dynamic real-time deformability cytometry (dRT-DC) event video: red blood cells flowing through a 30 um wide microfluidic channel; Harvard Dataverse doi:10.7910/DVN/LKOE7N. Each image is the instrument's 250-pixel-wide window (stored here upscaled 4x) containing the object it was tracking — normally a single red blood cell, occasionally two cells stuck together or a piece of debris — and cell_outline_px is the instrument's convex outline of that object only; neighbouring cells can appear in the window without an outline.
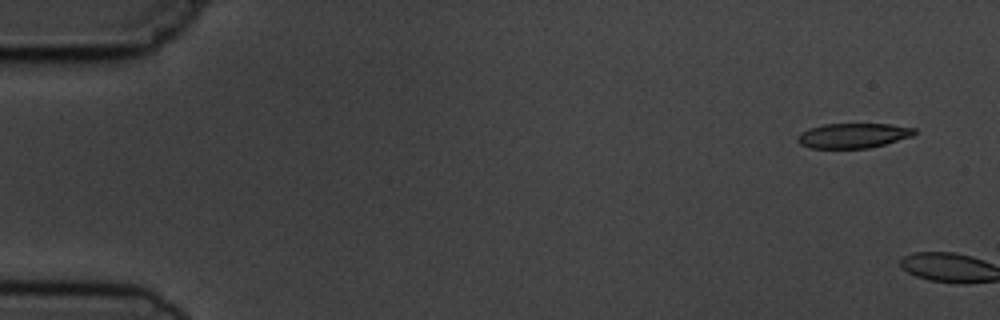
{"species": "common noctule bat (a hibernating species)", "species_latin": "Nyctalus noctula", "temperature_condition": "cold", "stored_images_in_passage": 2, "camera_frame_rate_fps": 3000, "um_per_image_px": 0.085, "animal": {"sex": "male", "body_mass_g": 19.5, "forearm_length_mm": 54.6}, "frame": {"image": 1, "passage_image": 1, "time_ms": 0.0, "image_size_px": [1000, 320], "cell_outline_px": [[916, 132], [912, 136], [884, 144], [868, 148], [812, 148], [800, 144], [796, 140], [796, 136], [800, 132], [808, 128], [824, 124], [888, 124], [916, 128]], "centroid_in_image_um": [72.47, 11.52], "position_along_channel_um": 12.5, "area_um2": 16.94}}